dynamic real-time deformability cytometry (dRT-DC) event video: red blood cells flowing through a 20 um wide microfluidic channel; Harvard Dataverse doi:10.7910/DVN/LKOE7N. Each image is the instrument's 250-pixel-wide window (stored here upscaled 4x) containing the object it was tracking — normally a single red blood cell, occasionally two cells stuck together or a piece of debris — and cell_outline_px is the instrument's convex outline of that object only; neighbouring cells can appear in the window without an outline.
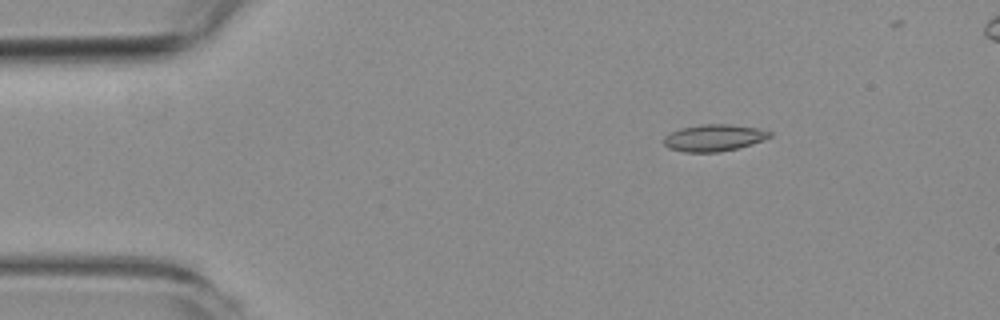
{"species": "common noctule bat (a hibernating species)", "species_latin": "Nyctalus noctula", "temperature_condition": "room temperature", "stored_images_in_passage": 5, "camera_frame_rate_fps": 3000, "um_per_image_px": 0.085, "animal": {"sex": "female", "body_mass_g": 19.3, "forearm_length_mm": 54.1}, "frame": {"image": 1, "passage_image": 2, "time_ms": 2.0, "image_size_px": [1000, 320], "cell_outline_px": [[772, 136], [764, 140], [752, 144], [720, 152], [684, 152], [668, 148], [664, 144], [664, 136], [680, 128], [704, 124], [724, 124], [756, 128], [772, 132]], "centroid_in_image_um": [60.67, 11.72], "position_along_channel_um": 24.3, "area_um2": 16.42}}